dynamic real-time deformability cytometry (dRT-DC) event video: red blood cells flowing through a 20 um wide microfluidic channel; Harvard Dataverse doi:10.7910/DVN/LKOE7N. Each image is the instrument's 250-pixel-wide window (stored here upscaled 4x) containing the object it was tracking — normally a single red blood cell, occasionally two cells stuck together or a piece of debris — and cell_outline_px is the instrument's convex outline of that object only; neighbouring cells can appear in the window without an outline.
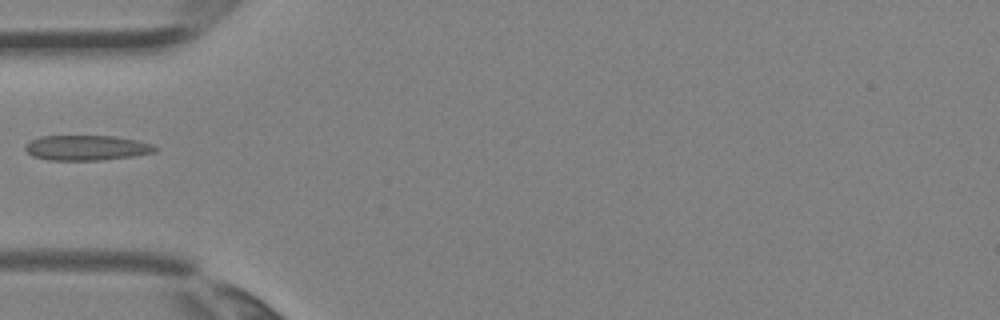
{"species": "Egyptian fruit bat (a non-hibernating species)", "species_latin": "Rousettus aegyptiacus", "temperature_condition": "room temperature", "stored_images_in_passage": 4, "camera_frame_rate_fps": 3000, "um_per_image_px": 0.085, "animal": {"sex": "female"}, "frame": {"image": 1, "passage_image": 4, "time_ms": 1.0, "image_size_px": [1000, 320], "cell_outline_px": [[160, 148], [156, 152], [132, 156], [100, 160], [48, 160], [32, 156], [24, 148], [24, 144], [40, 136], [116, 136], [136, 140], [152, 144]], "centroid_in_image_um": [7.37, 12.56], "position_along_channel_um": 77.6, "area_um2": 19.07}}